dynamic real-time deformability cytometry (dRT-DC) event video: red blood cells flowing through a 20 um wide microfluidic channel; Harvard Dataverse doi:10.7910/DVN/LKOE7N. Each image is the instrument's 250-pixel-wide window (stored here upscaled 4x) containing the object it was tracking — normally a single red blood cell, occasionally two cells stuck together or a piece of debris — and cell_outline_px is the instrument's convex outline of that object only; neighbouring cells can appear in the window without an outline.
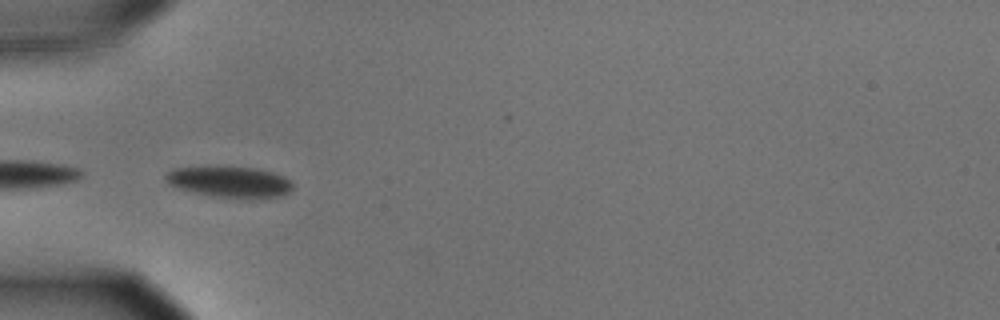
{"species": "common noctule bat (a hibernating species)", "species_latin": "Nyctalus noctula", "temperature_condition": "cold", "stored_images_in_passage": 22, "camera_frame_rate_fps": 3000, "um_per_image_px": 0.085, "animal": {"sex": "male", "body_mass_g": 15.6}, "frame": {"image": 1, "passage_image": 19, "time_ms": 6.0, "image_size_px": [1000, 320], "cell_outline_px": [[292, 188], [288, 192], [280, 196], [248, 200], [212, 196], [192, 192], [168, 184], [164, 180], [164, 176], [172, 168], [208, 164], [220, 164], [256, 168], [272, 172], [284, 176], [292, 180]], "centroid_in_image_um": [19.48, 15.42], "position_along_channel_um": 65.5, "area_um2": 24.33}}